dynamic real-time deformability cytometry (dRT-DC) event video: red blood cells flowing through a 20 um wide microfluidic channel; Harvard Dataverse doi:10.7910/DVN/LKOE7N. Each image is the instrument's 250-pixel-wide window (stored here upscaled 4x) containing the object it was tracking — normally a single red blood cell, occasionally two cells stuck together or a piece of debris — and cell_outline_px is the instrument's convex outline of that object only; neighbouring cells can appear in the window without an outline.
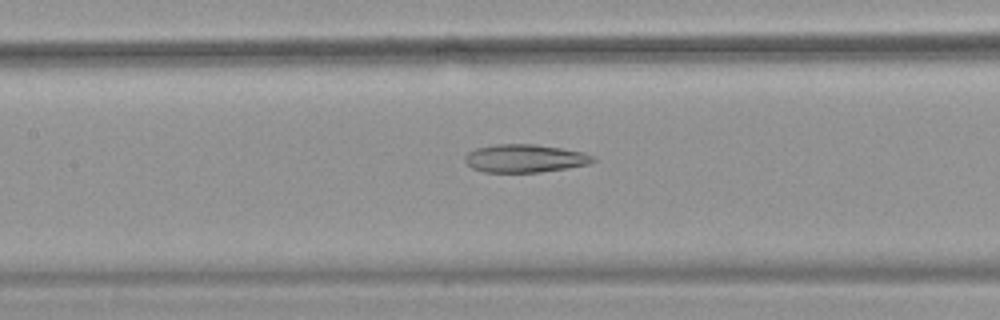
{"species": "common noctule bat (a hibernating species)", "species_latin": "Nyctalus noctula", "temperature_condition": "warm", "stored_images_in_passage": 45, "camera_frame_rate_fps": 3000, "um_per_image_px": 0.085, "animal": {"sex": "female", "body_mass_g": 18.4}, "frame": {"image": 1, "passage_image": 17, "time_ms": 5.333, "image_size_px": [1000, 320], "cell_outline_px": [[596, 160], [592, 164], [568, 168], [540, 172], [484, 172], [472, 168], [464, 160], [464, 156], [468, 152], [476, 148], [496, 144], [536, 144], [584, 152], [592, 156]], "centroid_in_image_um": [44.63, 13.46], "position_along_channel_um": 162.8, "area_um2": 21.04}}
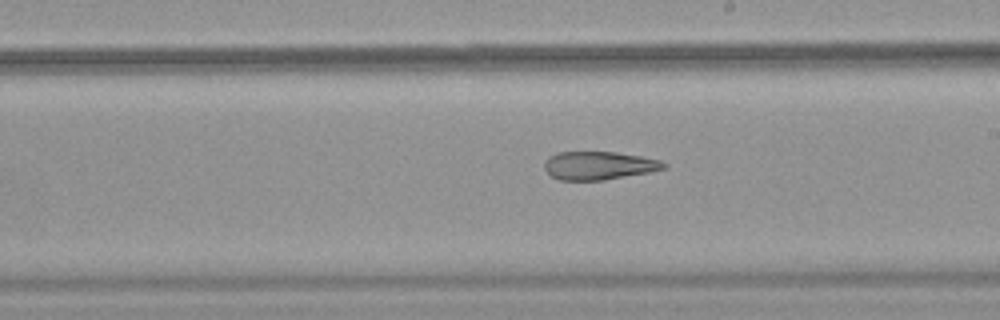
{"frame": {"image": 2, "passage_image": 23, "time_ms": 7.333, "image_size_px": [1000, 320], "cell_outline_px": [[668, 168], [648, 172], [604, 180], [560, 180], [552, 176], [544, 168], [544, 164], [552, 156], [560, 152], [616, 152], [640, 156], [660, 160], [668, 164]], "centroid_in_image_um": [50.96, 14.07], "position_along_channel_um": 238.0, "area_um2": 19.42}}
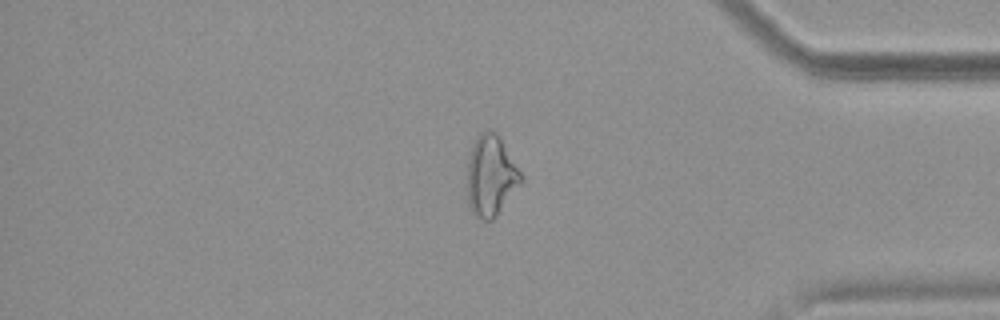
{"frame": {"image": 3, "passage_image": 37, "time_ms": 12.0, "image_size_px": [1000, 320], "cell_outline_px": [[524, 180], [496, 216], [492, 220], [480, 220], [472, 216], [468, 208], [468, 160], [472, 144], [476, 136], [480, 132], [488, 128], [496, 132], [524, 176]], "centroid_in_image_um": [41.72, 14.96], "position_along_channel_um": 393.5, "area_um2": 25.66}, "authors_computed_cell_mechanics": {"area_um2": 23.8714, "velocity_mm_per_s": 3.7858, "shape_relaxation_time_tau1_ms": null, "shape_relaxation_time_tau2_ms": 5.8652, "deformation_change_tau1": null, "deformation_change_tau2": 0.1919}}